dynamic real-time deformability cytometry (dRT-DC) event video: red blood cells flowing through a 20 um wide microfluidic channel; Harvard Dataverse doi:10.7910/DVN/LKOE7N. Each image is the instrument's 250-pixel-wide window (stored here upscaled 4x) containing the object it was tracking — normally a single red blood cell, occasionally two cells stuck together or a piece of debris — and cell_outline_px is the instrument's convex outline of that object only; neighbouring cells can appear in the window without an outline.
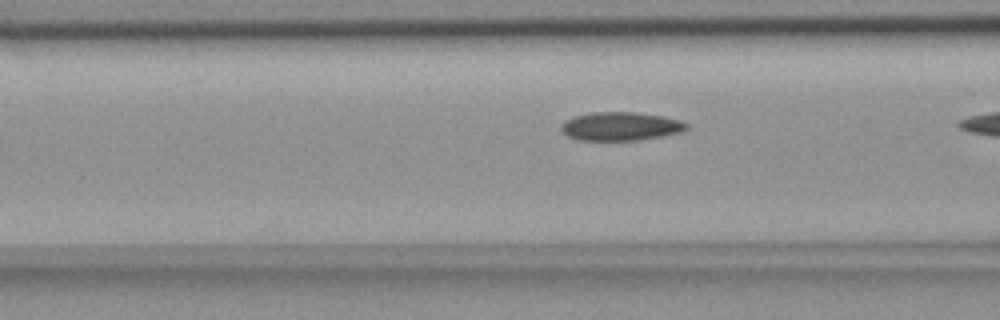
{"species": "common noctule bat (a hibernating species)", "species_latin": "Nyctalus noctula", "temperature_condition": "room temperature", "stored_images_in_passage": 10, "camera_frame_rate_fps": 3000, "um_per_image_px": 0.085, "animal": {"sex": "female", "body_mass_g": 18.4}, "frame": {"image": 1, "passage_image": 9, "time_ms": 2.667, "image_size_px": [1000, 320], "cell_outline_px": [[688, 128], [684, 132], [664, 136], [640, 140], [576, 140], [568, 136], [560, 128], [560, 124], [564, 120], [576, 116], [592, 112], [636, 112], [660, 116], [680, 120], [688, 124]], "centroid_in_image_um": [52.76, 10.74], "position_along_channel_um": 113.8, "area_um2": 20.98}}